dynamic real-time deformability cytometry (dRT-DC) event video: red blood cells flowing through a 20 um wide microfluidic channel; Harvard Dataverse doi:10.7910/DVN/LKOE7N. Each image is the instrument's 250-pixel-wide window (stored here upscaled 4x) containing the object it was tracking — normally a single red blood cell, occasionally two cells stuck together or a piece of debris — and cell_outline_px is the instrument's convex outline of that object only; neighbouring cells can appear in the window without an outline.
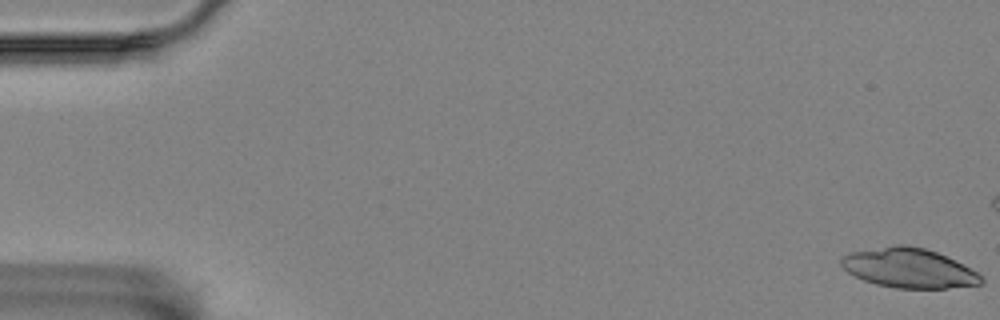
{"species": "Egyptian fruit bat (a non-hibernating species)", "species_latin": "Rousettus aegyptiacus", "temperature_condition": "room temperature", "stored_images_in_passage": 6, "camera_frame_rate_fps": 3000, "um_per_image_px": 0.085, "animal": {"sex": "female"}, "frame": {"image": 1, "passage_image": 1, "time_ms": 0.0, "image_size_px": [1000, 320], "cell_outline_px": [[984, 284], [948, 288], [896, 288], [876, 284], [864, 280], [848, 272], [840, 264], [840, 260], [848, 252], [892, 244], [908, 244], [924, 248], [936, 252], [980, 272], [984, 276]], "centroid_in_image_um": [77.28, 22.77], "position_along_channel_um": 7.7, "area_um2": 32.6}}
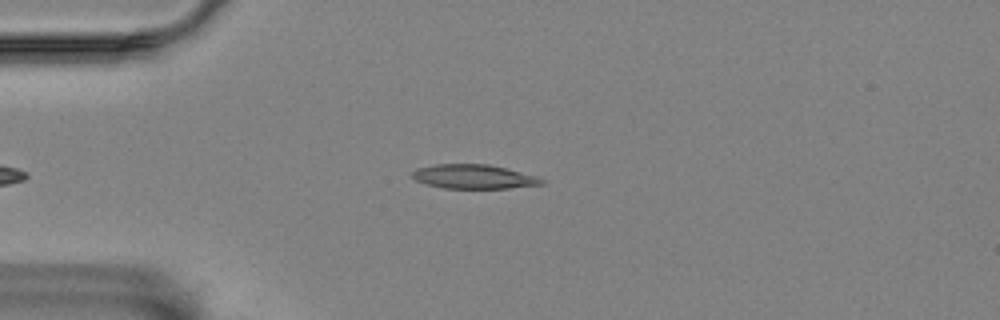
{"frame": {"image": 2, "passage_image": 6, "time_ms": 6.667, "image_size_px": [1000, 320], "cell_outline_px": [[544, 184], [508, 188], [444, 188], [428, 184], [416, 180], [412, 176], [412, 172], [416, 168], [436, 164], [488, 164], [536, 176], [544, 180]], "centroid_in_image_um": [40.25, 15.01], "position_along_channel_um": 44.7, "area_um2": 17.98}}